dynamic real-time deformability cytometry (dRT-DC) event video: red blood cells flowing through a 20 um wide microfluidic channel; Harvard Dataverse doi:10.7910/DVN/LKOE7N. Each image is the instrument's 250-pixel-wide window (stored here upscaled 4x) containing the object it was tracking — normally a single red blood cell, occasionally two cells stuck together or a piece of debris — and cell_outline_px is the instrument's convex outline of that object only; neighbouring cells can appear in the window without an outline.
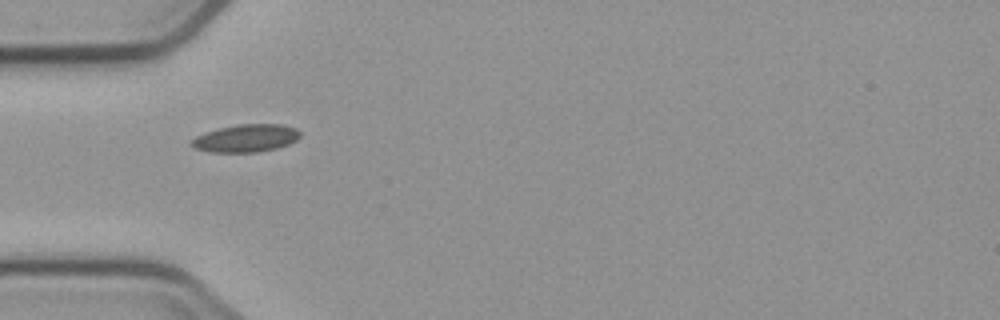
{"species": "common noctule bat (a hibernating species)", "species_latin": "Nyctalus noctula", "temperature_condition": "cold", "stored_images_in_passage": 9, "camera_frame_rate_fps": 3000, "um_per_image_px": 0.085, "animal": {"sex": "male", "body_mass_g": 23.1, "forearm_length_mm": 52.7}, "frame": {"image": 1, "passage_image": 1, "time_ms": 0.0, "image_size_px": [1000, 320], "cell_outline_px": [[300, 136], [296, 140], [288, 144], [276, 148], [256, 152], [208, 152], [196, 148], [188, 144], [188, 140], [204, 132], [220, 128], [240, 124], [284, 124], [296, 128], [300, 132]], "centroid_in_image_um": [20.87, 11.74], "position_along_channel_um": 64.1, "area_um2": 17.63}}
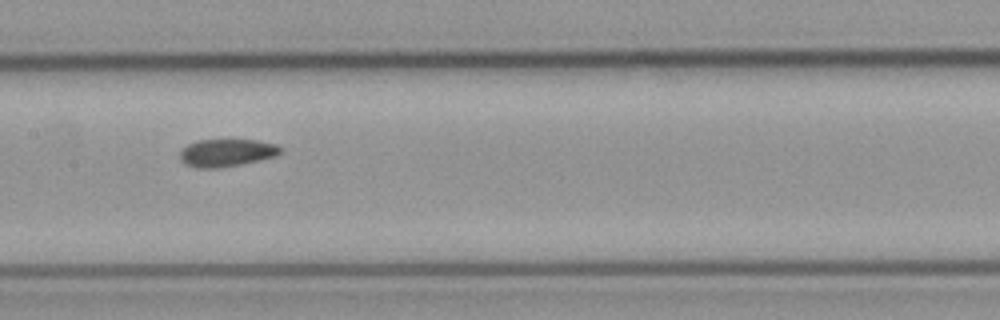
{"frame": {"image": 2, "passage_image": 4, "time_ms": 3.333, "image_size_px": [1000, 320], "cell_outline_px": [[284, 152], [276, 156], [240, 164], [216, 168], [196, 168], [184, 164], [180, 160], [180, 152], [188, 144], [200, 140], [256, 140], [276, 144], [284, 148]], "centroid_in_image_um": [19.29, 12.98], "position_along_channel_um": 188.1, "area_um2": 16.18}}
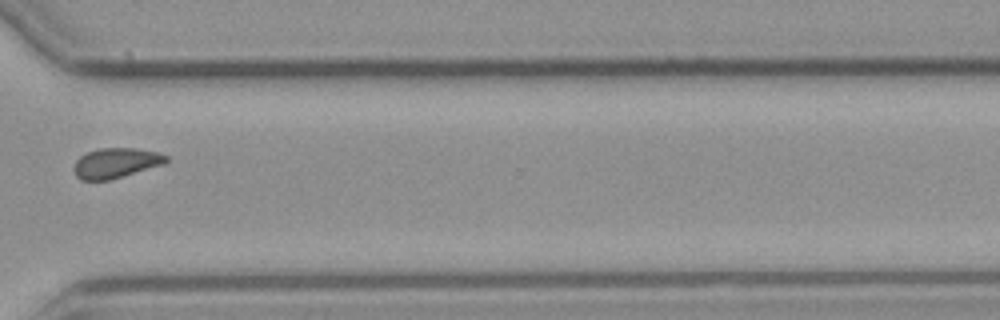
{"frame": {"image": 3, "passage_image": 8, "time_ms": 8.0, "image_size_px": [1000, 320], "cell_outline_px": [[168, 160], [164, 164], [108, 180], [80, 180], [76, 176], [72, 168], [76, 160], [84, 152], [100, 148], [136, 148], [156, 152], [168, 156]], "centroid_in_image_um": [9.8, 13.84], "position_along_channel_um": 360.8, "area_um2": 16.18}}